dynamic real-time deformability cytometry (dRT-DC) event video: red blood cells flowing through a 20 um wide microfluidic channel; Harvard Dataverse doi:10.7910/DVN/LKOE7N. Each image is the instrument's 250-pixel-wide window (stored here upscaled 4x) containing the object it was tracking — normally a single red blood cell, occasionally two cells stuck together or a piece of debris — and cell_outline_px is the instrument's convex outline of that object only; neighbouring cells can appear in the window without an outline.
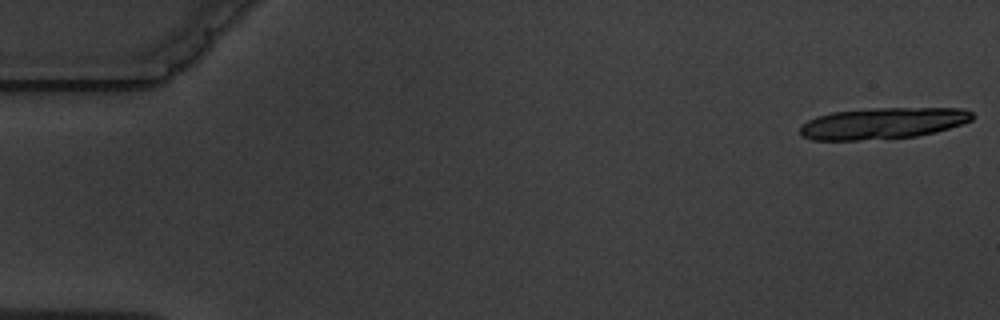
{"species": "common noctule bat (a hibernating species)", "species_latin": "Nyctalus noctula", "temperature_condition": "warm", "stored_images_in_passage": 16, "segment_of_instrument_passage": [1, 2], "camera_frame_rate_fps": 3000, "um_per_image_px": 0.085, "animal": {"sex": "male", "body_mass_g": 19.5, "forearm_length_mm": 54.6}, "frame": {"image": 1, "passage_image": 1, "time_ms": 0.0, "image_size_px": [1000, 320], "cell_outline_px": [[972, 120], [936, 132], [916, 136], [860, 140], [812, 140], [800, 136], [800, 124], [816, 116], [832, 112], [872, 108], [964, 108], [972, 112]], "centroid_in_image_um": [74.98, 10.47], "position_along_channel_um": 10.0, "area_um2": 31.5}}